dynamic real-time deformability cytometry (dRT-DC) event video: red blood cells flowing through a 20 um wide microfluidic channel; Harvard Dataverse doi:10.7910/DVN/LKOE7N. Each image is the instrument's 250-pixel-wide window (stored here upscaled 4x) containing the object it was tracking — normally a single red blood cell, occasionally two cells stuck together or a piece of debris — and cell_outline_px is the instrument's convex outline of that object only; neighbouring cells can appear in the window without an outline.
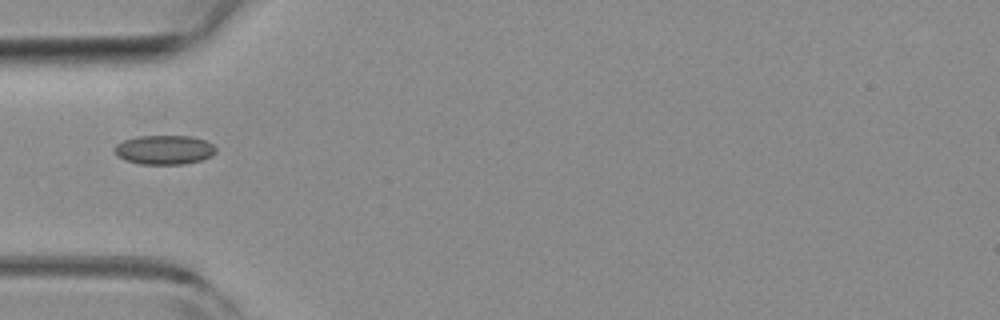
{"species": "common noctule bat (a hibernating species)", "species_latin": "Nyctalus noctula", "temperature_condition": "room temperature", "stored_images_in_passage": 5, "camera_frame_rate_fps": 3000, "um_per_image_px": 0.085, "animal": {"sex": "female", "body_mass_g": 19.3, "forearm_length_mm": 54.1}, "frame": {"image": 1, "passage_image": 5, "time_ms": 1.333, "image_size_px": [1000, 320], "cell_outline_px": [[216, 152], [200, 160], [184, 164], [140, 164], [124, 160], [116, 156], [112, 148], [116, 144], [124, 140], [136, 136], [192, 136], [204, 140], [212, 144], [216, 148]], "centroid_in_image_um": [13.9, 12.73], "position_along_channel_um": 71.1, "area_um2": 17.34}}